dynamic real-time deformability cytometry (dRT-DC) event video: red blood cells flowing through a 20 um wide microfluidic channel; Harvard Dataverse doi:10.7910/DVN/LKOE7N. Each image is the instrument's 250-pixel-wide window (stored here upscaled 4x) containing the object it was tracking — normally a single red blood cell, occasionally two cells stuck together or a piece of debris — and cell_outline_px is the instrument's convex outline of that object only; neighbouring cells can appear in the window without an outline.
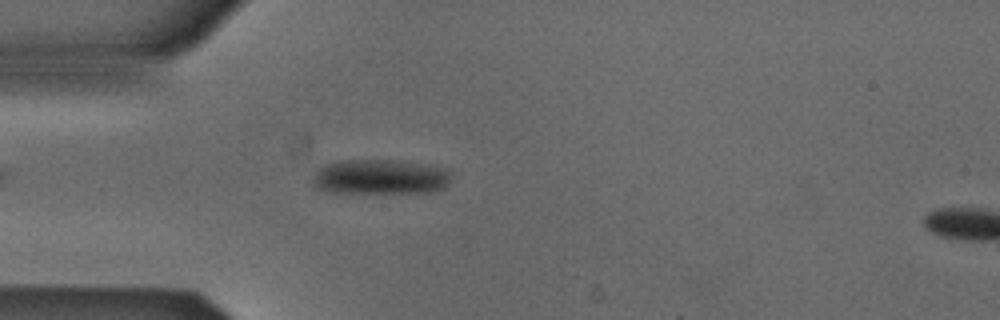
{"species": "Egyptian fruit bat (a non-hibernating species)", "species_latin": "Rousettus aegyptiacus", "temperature_condition": "cold", "stored_images_in_passage": 4, "segment_of_instrument_passage": [1, 2], "camera_frame_rate_fps": 3000, "um_per_image_px": 0.085, "animal": {"sex": "male"}, "frame": {"image": 1, "passage_image": 3, "time_ms": 0.667, "image_size_px": [1000, 320], "cell_outline_px": [[452, 180], [444, 188], [428, 192], [332, 192], [316, 188], [312, 184], [312, 176], [324, 164], [340, 160], [400, 160], [428, 164], [444, 168], [452, 172]], "centroid_in_image_um": [32.35, 15.02], "position_along_channel_um": 52.7, "area_um2": 28.5}}